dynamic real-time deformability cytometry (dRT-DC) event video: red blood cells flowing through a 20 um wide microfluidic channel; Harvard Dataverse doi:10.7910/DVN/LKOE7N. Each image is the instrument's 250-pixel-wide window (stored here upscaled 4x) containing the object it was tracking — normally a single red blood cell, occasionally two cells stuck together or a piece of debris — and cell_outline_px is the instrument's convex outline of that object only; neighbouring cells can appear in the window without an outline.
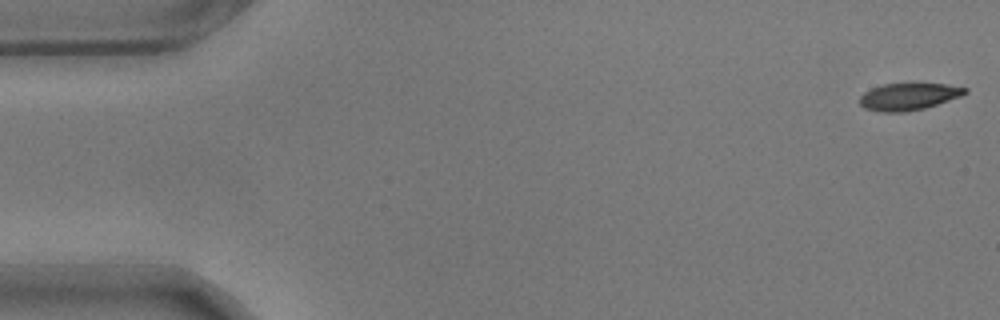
{"species": "common noctule bat (a hibernating species)", "species_latin": "Nyctalus noctula", "temperature_condition": "warm", "stored_images_in_passage": 9, "camera_frame_rate_fps": 3000, "um_per_image_px": 0.085, "animal": {"sex": "male", "body_mass_g": 17.9}, "frame": {"image": 1, "passage_image": 1, "time_ms": 0.0, "image_size_px": [1000, 320], "cell_outline_px": [[968, 92], [960, 96], [924, 108], [904, 112], [880, 112], [864, 108], [860, 104], [860, 96], [864, 92], [872, 88], [884, 84], [908, 80], [912, 80], [944, 84], [968, 88]], "centroid_in_image_um": [77.22, 8.15], "position_along_channel_um": 7.8, "area_um2": 17.28}}